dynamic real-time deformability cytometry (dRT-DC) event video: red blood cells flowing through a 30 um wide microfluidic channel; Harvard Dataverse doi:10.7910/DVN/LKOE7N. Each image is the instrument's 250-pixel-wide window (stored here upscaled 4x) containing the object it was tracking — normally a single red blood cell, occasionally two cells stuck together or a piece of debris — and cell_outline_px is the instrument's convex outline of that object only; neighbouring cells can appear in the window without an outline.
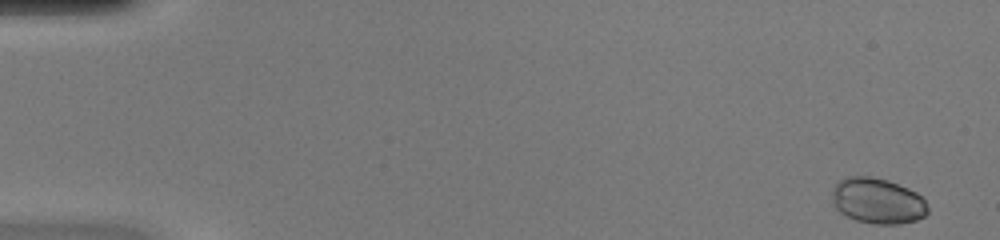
{"species": "common noctule bat (a hibernating species)", "species_latin": "Nyctalus noctula", "temperature_condition": "warm", "stored_images_in_passage": 48, "camera_frame_rate_fps": 3000, "um_per_image_px": 0.085, "animal": {"sex": "female", "body_mass_g": 20.0, "forearm_length_mm": 54.0}, "frame": {"image": 1, "passage_image": 1, "time_ms": 0.0, "image_size_px": [1000, 240], "cell_outline_px": [[928, 212], [924, 216], [916, 220], [900, 224], [876, 224], [856, 220], [840, 212], [832, 204], [832, 192], [836, 180], [844, 176], [872, 176], [888, 180], [908, 188], [916, 192], [924, 200], [928, 208]], "centroid_in_image_um": [74.56, 17.05], "position_along_channel_um": 10.4, "area_um2": 25.72}}
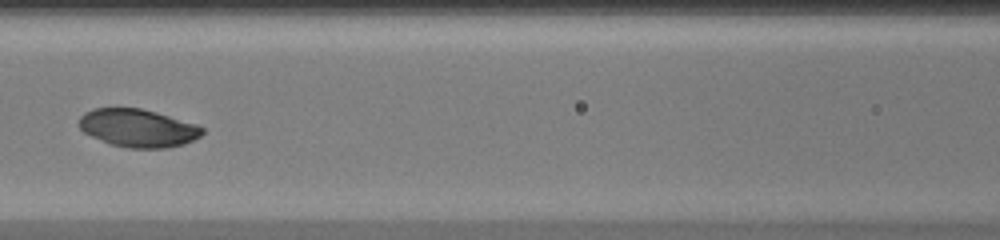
{"frame": {"image": 2, "passage_image": 22, "time_ms": 7.0, "image_size_px": [1000, 240], "cell_outline_px": [[204, 132], [200, 136], [184, 144], [168, 148], [128, 148], [112, 144], [92, 136], [84, 132], [80, 128], [80, 116], [84, 112], [92, 108], [140, 108], [156, 112], [196, 124], [204, 128]], "centroid_in_image_um": [11.74, 10.88], "position_along_channel_um": 154.9, "area_um2": 27.11}}
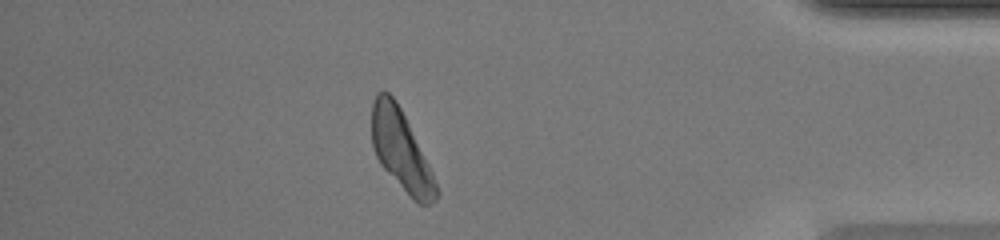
{"frame": {"image": 3, "passage_image": 42, "time_ms": 13.667, "image_size_px": [1000, 240], "cell_outline_px": [[440, 192], [436, 200], [432, 204], [416, 204], [412, 200], [380, 164], [372, 148], [372, 100], [376, 92], [384, 88], [396, 100], [432, 172]], "centroid_in_image_um": [34.07, 12.79], "position_along_channel_um": 401.1, "area_um2": 30.0}}